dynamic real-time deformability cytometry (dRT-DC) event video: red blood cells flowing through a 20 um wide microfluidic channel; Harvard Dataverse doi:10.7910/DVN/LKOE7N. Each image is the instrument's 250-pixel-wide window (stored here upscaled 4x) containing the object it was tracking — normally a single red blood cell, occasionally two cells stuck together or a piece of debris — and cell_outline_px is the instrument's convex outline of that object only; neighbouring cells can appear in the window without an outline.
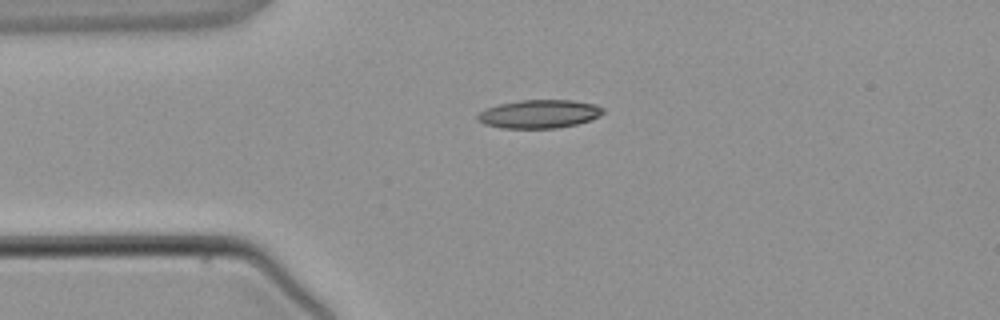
{"species": "common noctule bat (a hibernating species)", "species_latin": "Nyctalus noctula", "temperature_condition": "warm", "stored_images_in_passage": 2, "camera_frame_rate_fps": 3000, "um_per_image_px": 0.085, "animal": {"sex": "male", "body_mass_g": 21.5, "forearm_length_mm": 52.0}, "frame": {"image": 1, "passage_image": 1, "time_ms": 0.0, "image_size_px": [1000, 320], "cell_outline_px": [[604, 112], [600, 116], [576, 124], [556, 128], [500, 128], [484, 124], [476, 120], [476, 116], [480, 112], [488, 108], [500, 104], [520, 100], [572, 100], [596, 104], [604, 108]], "centroid_in_image_um": [45.83, 9.69], "position_along_channel_um": 39.2, "area_um2": 20.75}}